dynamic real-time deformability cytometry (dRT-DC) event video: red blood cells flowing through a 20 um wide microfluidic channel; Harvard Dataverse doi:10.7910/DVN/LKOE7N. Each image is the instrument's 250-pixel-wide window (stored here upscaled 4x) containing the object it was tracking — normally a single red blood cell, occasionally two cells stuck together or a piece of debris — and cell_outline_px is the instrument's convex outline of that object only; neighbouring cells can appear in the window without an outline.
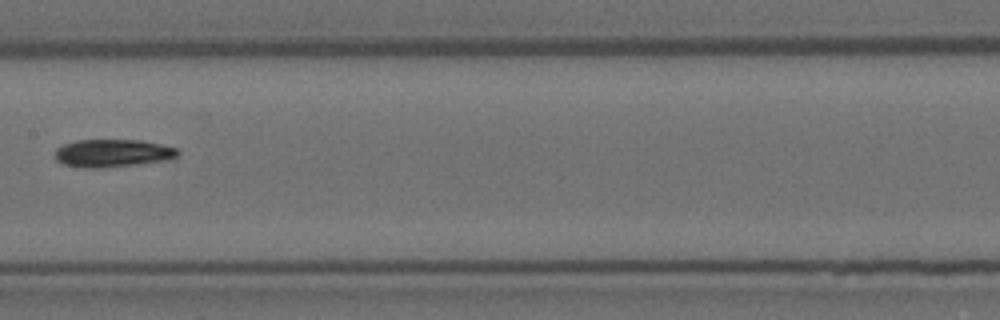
{"species": "Egyptian fruit bat (a non-hibernating species)", "species_latin": "Rousettus aegyptiacus", "temperature_condition": "room temperature", "stored_images_in_passage": 8, "camera_frame_rate_fps": 3000, "um_per_image_px": 0.085, "animal": {"sex": "female"}, "frame": {"image": 1, "passage_image": 7, "time_ms": 2.0, "image_size_px": [1000, 320], "cell_outline_px": [[180, 152], [176, 156], [160, 160], [132, 164], [96, 168], [84, 168], [64, 164], [56, 160], [56, 148], [64, 144], [76, 140], [140, 140], [160, 144], [176, 148]], "centroid_in_image_um": [9.5, 13.0], "position_along_channel_um": 197.9, "area_um2": 19.36}}